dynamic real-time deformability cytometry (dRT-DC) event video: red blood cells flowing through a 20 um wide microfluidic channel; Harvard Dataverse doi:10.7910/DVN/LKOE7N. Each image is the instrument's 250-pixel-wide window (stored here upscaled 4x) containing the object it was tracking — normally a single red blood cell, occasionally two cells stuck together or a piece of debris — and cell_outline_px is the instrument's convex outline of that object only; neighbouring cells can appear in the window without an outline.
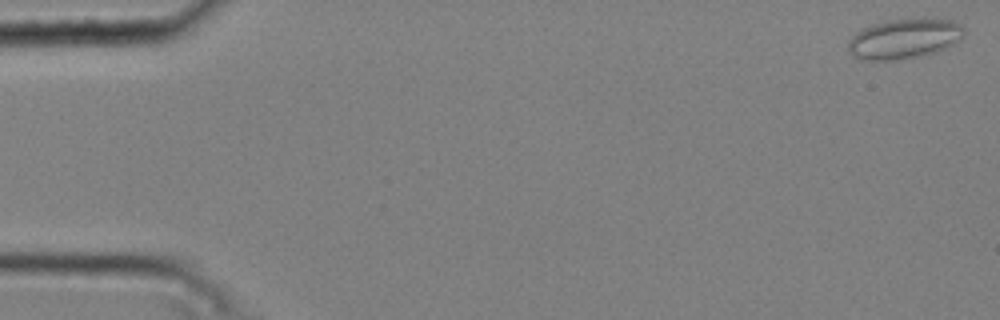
{"species": "common noctule bat (a hibernating species)", "species_latin": "Nyctalus noctula", "temperature_condition": "cold", "stored_images_in_passage": 13, "camera_frame_rate_fps": 3000, "um_per_image_px": 0.085, "animal": {"sex": "male", "body_mass_g": 20.4}, "frame": {"image": 1, "passage_image": 1, "time_ms": 0.0, "image_size_px": [1000, 320], "cell_outline_px": [[964, 36], [952, 44], [936, 52], [920, 56], [896, 60], [864, 60], [852, 56], [848, 52], [848, 40], [856, 32], [872, 24], [888, 20], [948, 20], [960, 24], [964, 28]], "centroid_in_image_um": [76.8, 3.32], "position_along_channel_um": 8.2, "area_um2": 26.59}}